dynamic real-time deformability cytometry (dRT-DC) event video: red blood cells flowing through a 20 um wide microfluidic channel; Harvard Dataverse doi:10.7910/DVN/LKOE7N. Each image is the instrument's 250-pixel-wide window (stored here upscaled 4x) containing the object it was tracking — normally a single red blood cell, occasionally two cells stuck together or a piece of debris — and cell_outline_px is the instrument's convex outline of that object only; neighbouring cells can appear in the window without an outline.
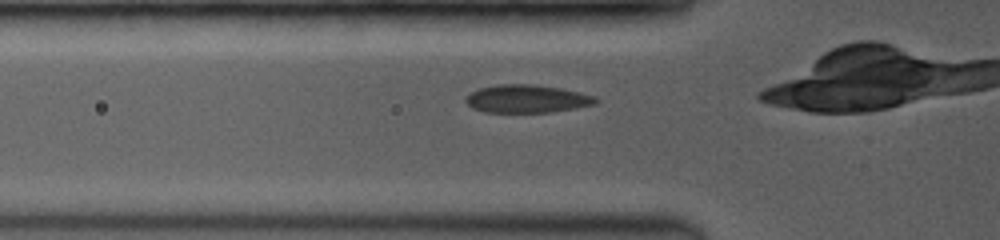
{"species": "common noctule bat (a hibernating species)", "species_latin": "Nyctalus noctula", "temperature_condition": "room temperature", "stored_images_in_passage": 8, "camera_frame_rate_fps": 3500, "um_per_image_px": 0.085, "animal": {"sex": "female", "body_mass_g": 19.0, "forearm_length_mm": 53.3}, "frame": {"image": 1, "passage_image": 4, "time_ms": 1.429, "image_size_px": [1000, 240], "cell_outline_px": [[600, 100], [596, 104], [576, 108], [552, 112], [484, 112], [472, 108], [464, 100], [472, 92], [480, 88], [500, 84], [528, 84], [560, 88], [580, 92], [592, 96]], "centroid_in_image_um": [44.8, 8.4], "position_along_channel_um": 81.0, "area_um2": 21.04}}
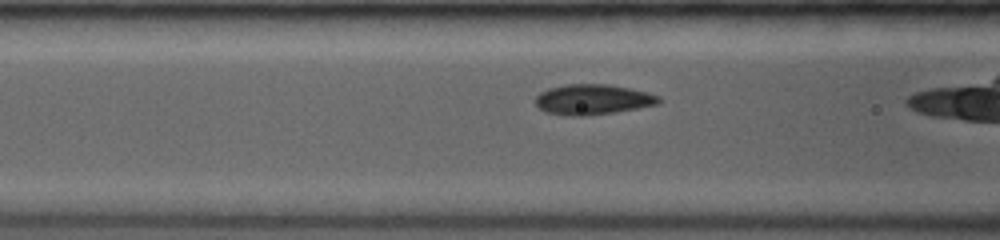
{"frame": {"image": 2, "passage_image": 6, "time_ms": 2.286, "image_size_px": [1000, 240], "cell_outline_px": [[660, 104], [616, 112], [584, 116], [568, 116], [544, 112], [536, 104], [536, 96], [540, 92], [548, 88], [568, 84], [608, 84], [648, 92], [660, 96]], "centroid_in_image_um": [50.39, 8.46], "position_along_channel_um": 116.2, "area_um2": 21.91}}